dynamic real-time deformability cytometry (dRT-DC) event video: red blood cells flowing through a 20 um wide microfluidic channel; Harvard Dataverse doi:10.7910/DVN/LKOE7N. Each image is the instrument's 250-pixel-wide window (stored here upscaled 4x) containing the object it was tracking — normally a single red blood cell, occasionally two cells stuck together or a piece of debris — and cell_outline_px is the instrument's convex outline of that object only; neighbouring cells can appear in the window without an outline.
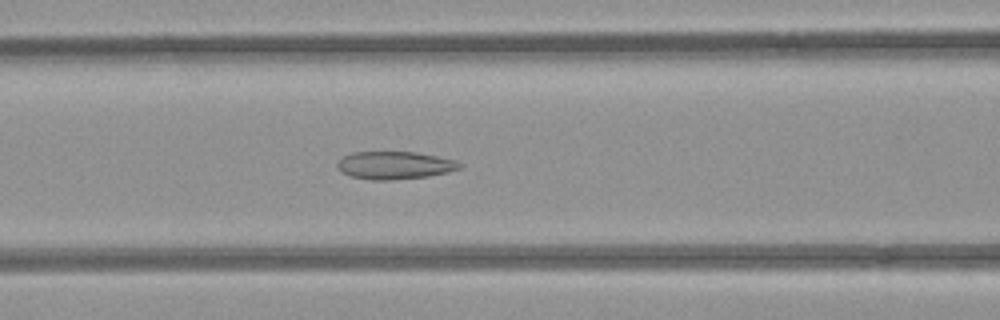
{"species": "common noctule bat (a hibernating species)", "species_latin": "Nyctalus noctula", "temperature_condition": "room temperature", "stored_images_in_passage": 51, "camera_frame_rate_fps": 3000, "um_per_image_px": 0.085, "animal": {"sex": "female", "body_mass_g": 21.9}, "frame": {"image": 1, "passage_image": 20, "time_ms": 6.333, "image_size_px": [1000, 320], "cell_outline_px": [[464, 164], [460, 168], [448, 172], [428, 176], [392, 180], [372, 180], [352, 176], [340, 172], [336, 164], [344, 156], [352, 152], [416, 152], [456, 160]], "centroid_in_image_um": [33.56, 14.05], "position_along_channel_um": 133.0, "area_um2": 19.77}}
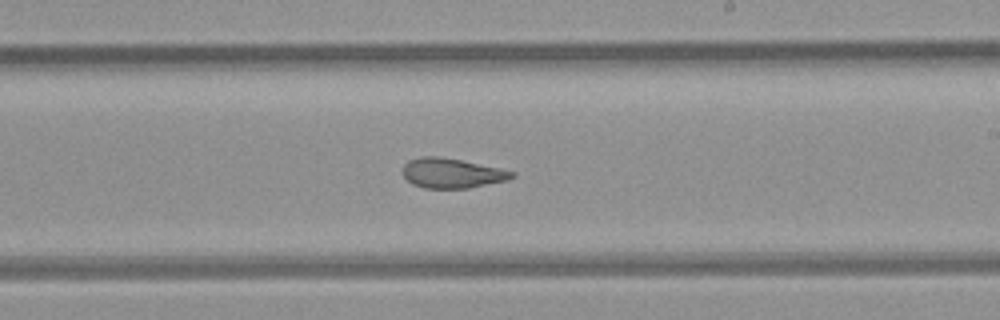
{"frame": {"image": 2, "passage_image": 29, "time_ms": 9.333, "image_size_px": [1000, 320], "cell_outline_px": [[516, 176], [508, 180], [468, 188], [424, 188], [412, 184], [400, 172], [404, 164], [408, 160], [420, 156], [440, 156], [500, 168], [516, 172]], "centroid_in_image_um": [38.39, 14.71], "position_along_channel_um": 250.6, "area_um2": 19.13}}
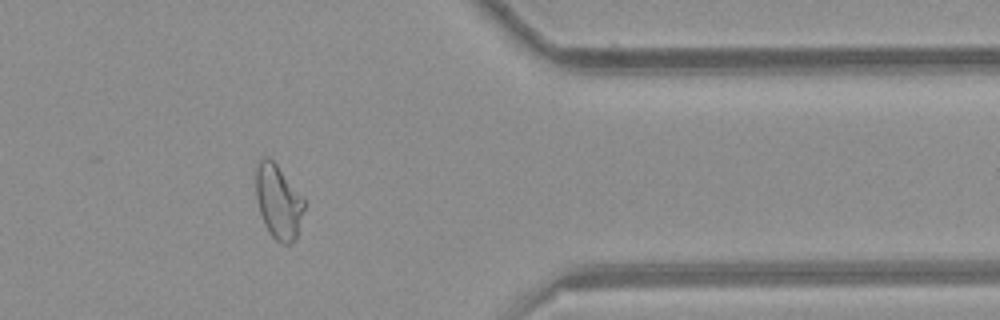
{"frame": {"image": 3, "passage_image": 41, "time_ms": 13.333, "image_size_px": [1000, 320], "cell_outline_px": [[304, 208], [296, 240], [288, 244], [280, 244], [268, 232], [264, 224], [260, 212], [256, 196], [252, 168], [256, 160], [260, 156], [268, 156], [276, 164], [304, 196]], "centroid_in_image_um": [23.6, 17.06], "position_along_channel_um": 387.8, "area_um2": 21.73}, "authors_computed_cell_mechanics": {"area_um2": 22.1374, "velocity_mm_per_s": 3.9222, "shape_relaxation_time_tau1_ms": null, "shape_relaxation_time_tau2_ms": 1.8718, "deformation_change_tau1": null, "deformation_change_tau2": 0.0798}}